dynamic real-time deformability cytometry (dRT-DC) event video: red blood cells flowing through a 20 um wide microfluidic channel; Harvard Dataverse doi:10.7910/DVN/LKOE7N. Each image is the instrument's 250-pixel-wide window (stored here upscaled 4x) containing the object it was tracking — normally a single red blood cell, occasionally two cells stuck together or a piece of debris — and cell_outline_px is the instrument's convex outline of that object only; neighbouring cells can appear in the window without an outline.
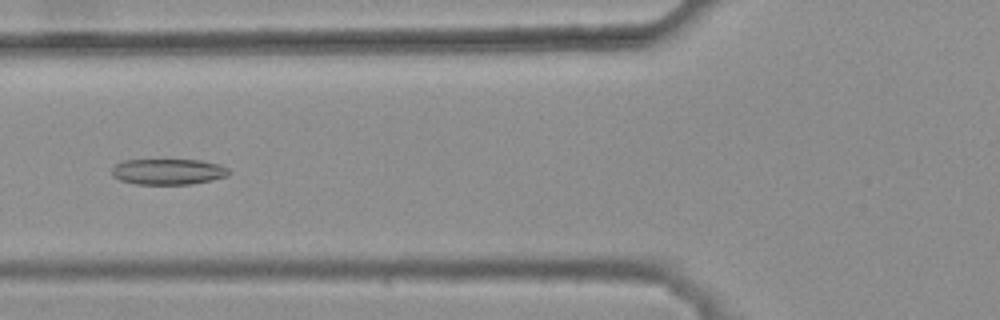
{"species": "common noctule bat (a hibernating species)", "species_latin": "Nyctalus noctula", "temperature_condition": "warm", "stored_images_in_passage": 29, "camera_frame_rate_fps": 3000, "um_per_image_px": 0.085, "animal": {"sex": "female", "body_mass_g": 25.1}, "frame": {"image": 1, "passage_image": 4, "time_ms": 1.0, "image_size_px": [1000, 320], "cell_outline_px": [[232, 172], [228, 176], [212, 180], [192, 184], [136, 184], [120, 180], [112, 176], [112, 168], [116, 164], [124, 160], [200, 160], [220, 164], [228, 168]], "centroid_in_image_um": [14.33, 14.59], "position_along_channel_um": 111.5, "area_um2": 17.74}}
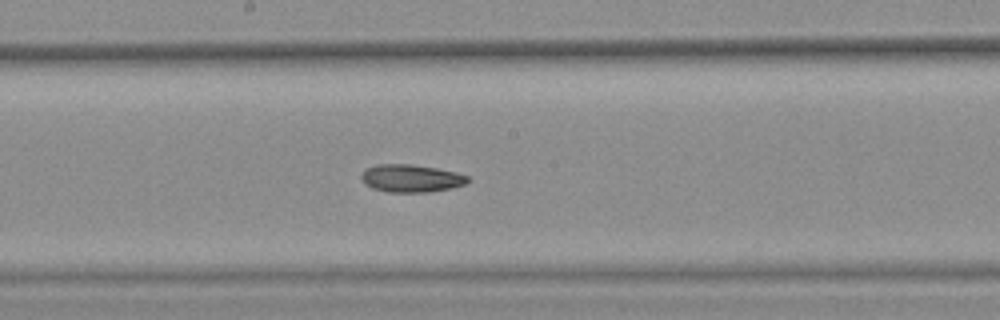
{"frame": {"image": 2, "passage_image": 12, "time_ms": 3.667, "image_size_px": [1000, 320], "cell_outline_px": [[468, 180], [464, 184], [452, 188], [428, 192], [388, 192], [372, 188], [364, 184], [360, 176], [368, 168], [376, 164], [412, 164], [436, 168], [456, 172], [468, 176]], "centroid_in_image_um": [34.93, 15.16], "position_along_channel_um": 213.3, "area_um2": 17.11}}
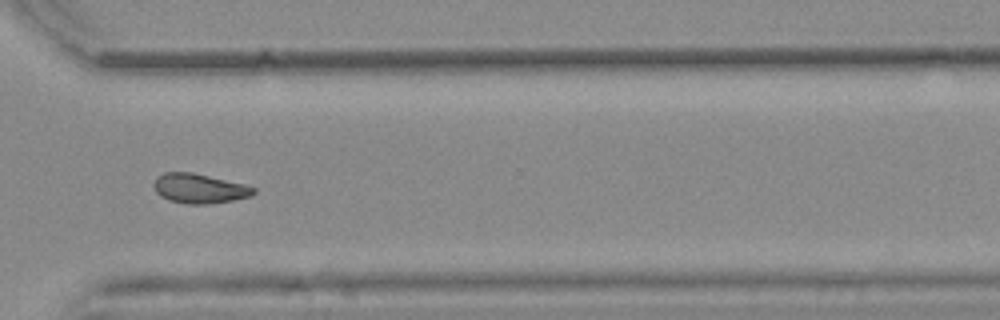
{"frame": {"image": 3, "passage_image": 23, "time_ms": 7.333, "image_size_px": [1000, 320], "cell_outline_px": [[256, 192], [252, 196], [232, 200], [208, 204], [188, 204], [168, 200], [160, 196], [156, 192], [156, 176], [164, 172], [192, 172], [244, 184], [256, 188]], "centroid_in_image_um": [16.97, 16.02], "position_along_channel_um": 353.6, "area_um2": 17.11}}